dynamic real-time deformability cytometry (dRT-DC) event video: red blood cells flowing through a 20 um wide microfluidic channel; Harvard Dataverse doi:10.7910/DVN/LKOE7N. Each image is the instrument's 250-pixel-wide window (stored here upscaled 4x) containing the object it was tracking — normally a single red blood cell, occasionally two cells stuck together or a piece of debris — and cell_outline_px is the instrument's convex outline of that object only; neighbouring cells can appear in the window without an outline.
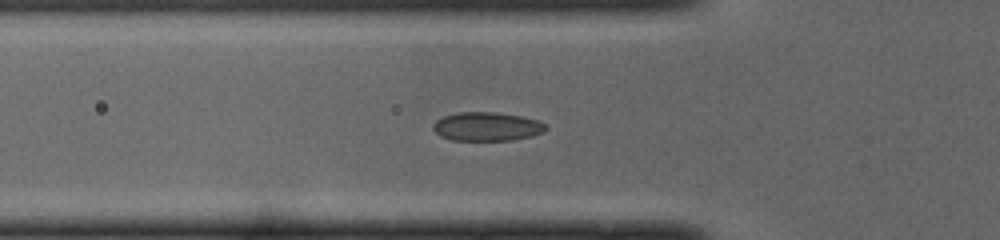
{"species": "common noctule bat (a hibernating species)", "species_latin": "Nyctalus noctula", "temperature_condition": "cold", "stored_images_in_passage": 49, "camera_frame_rate_fps": 3000, "um_per_image_px": 0.085, "animal": {"sex": "male", "body_mass_g": 19.0, "forearm_length_mm": 50.8}, "frame": {"image": 1, "passage_image": 15, "time_ms": 4.667, "image_size_px": [1000, 240], "cell_outline_px": [[548, 128], [544, 132], [532, 136], [512, 140], [452, 140], [440, 136], [432, 128], [432, 124], [436, 120], [444, 116], [460, 112], [496, 112], [520, 116], [536, 120], [544, 124]], "centroid_in_image_um": [41.37, 10.76], "position_along_channel_um": 84.4, "area_um2": 18.84}}
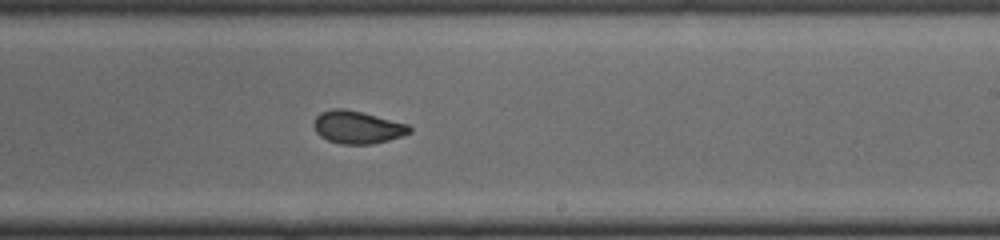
{"frame": {"image": 2, "passage_image": 28, "time_ms": 9.0, "image_size_px": [1000, 240], "cell_outline_px": [[412, 132], [404, 136], [372, 144], [340, 144], [328, 140], [320, 136], [316, 132], [312, 124], [316, 116], [320, 112], [332, 108], [344, 108], [408, 124], [412, 128]], "centroid_in_image_um": [30.36, 10.82], "position_along_channel_um": 258.6, "area_um2": 18.32}}
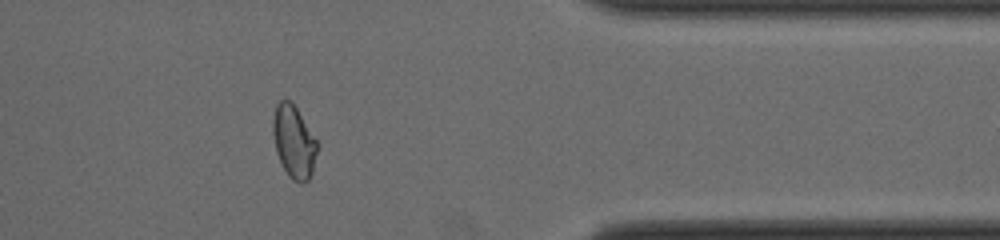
{"frame": {"image": 3, "passage_image": 39, "time_ms": 12.667, "image_size_px": [1000, 240], "cell_outline_px": [[320, 144], [312, 172], [308, 180], [300, 184], [292, 180], [288, 176], [276, 152], [272, 132], [272, 120], [276, 104], [280, 100], [288, 100], [296, 108]], "centroid_in_image_um": [24.99, 12.07], "position_along_channel_um": 386.4, "area_um2": 18.9}, "authors_computed_cell_mechanics": {"area_um2": 18.6694, "velocity_mm_per_s": 4.0242, "shape_relaxation_time_tau1_ms": 7.7234, "shape_relaxation_time_tau2_ms": 1.0325, "deformation_change_tau1": 0.1836, "deformation_change_tau2": 0.0475}}